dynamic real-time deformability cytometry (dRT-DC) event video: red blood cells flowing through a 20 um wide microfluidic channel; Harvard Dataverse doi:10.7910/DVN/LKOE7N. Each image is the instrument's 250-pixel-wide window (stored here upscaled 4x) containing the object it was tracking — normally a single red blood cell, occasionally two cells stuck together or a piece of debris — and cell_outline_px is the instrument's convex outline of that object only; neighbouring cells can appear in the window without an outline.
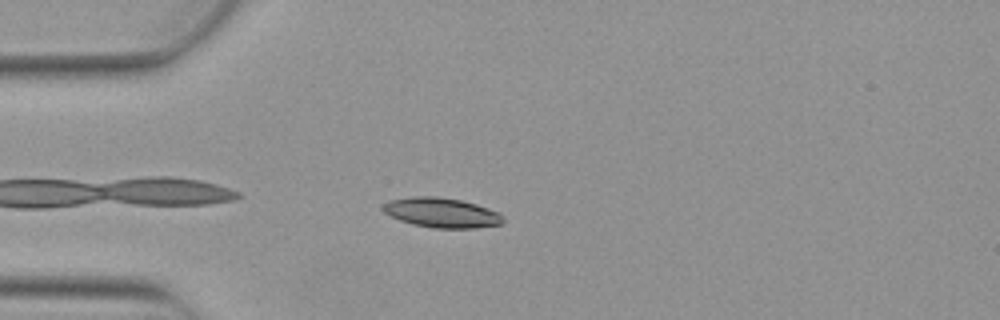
{"species": "Egyptian fruit bat (a non-hibernating species)", "species_latin": "Rousettus aegyptiacus", "temperature_condition": "warm", "stored_images_in_passage": 4, "camera_frame_rate_fps": 3000, "um_per_image_px": 0.085, "animal": {"sex": "female"}, "frame": {"image": 1, "passage_image": 3, "time_ms": 0.667, "image_size_px": [1000, 320], "cell_outline_px": [[504, 220], [500, 224], [476, 228], [432, 228], [412, 224], [400, 220], [384, 212], [380, 208], [388, 200], [412, 196], [436, 196], [460, 200], [476, 204], [500, 212], [504, 216]], "centroid_in_image_um": [37.53, 18.07], "position_along_channel_um": 47.5, "area_um2": 20.98}}